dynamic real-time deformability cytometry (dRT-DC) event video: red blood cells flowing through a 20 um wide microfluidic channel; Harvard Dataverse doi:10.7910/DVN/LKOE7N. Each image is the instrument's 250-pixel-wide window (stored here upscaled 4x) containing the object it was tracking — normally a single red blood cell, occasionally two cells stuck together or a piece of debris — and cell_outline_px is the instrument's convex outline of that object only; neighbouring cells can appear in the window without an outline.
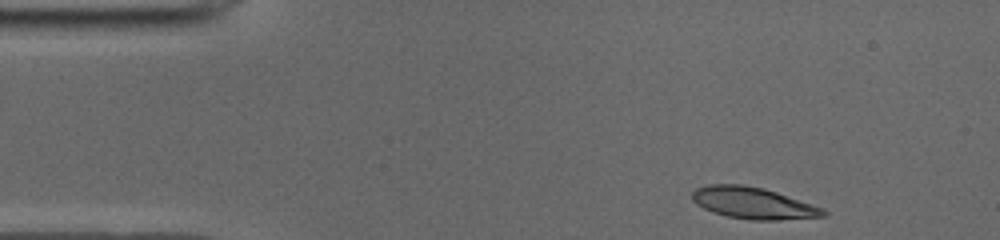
{"species": "common noctule bat (a hibernating species)", "species_latin": "Nyctalus noctula", "temperature_condition": "cold", "stored_images_in_passage": 45, "camera_frame_rate_fps": 3000, "um_per_image_px": 0.085, "animal": {"sex": "male", "body_mass_g": 19.0, "forearm_length_mm": 50.8}, "frame": {"image": 1, "passage_image": 1, "time_ms": 0.0, "image_size_px": [1000, 240], "cell_outline_px": [[828, 216], [776, 220], [752, 220], [728, 216], [712, 212], [696, 204], [692, 200], [692, 192], [696, 188], [708, 184], [740, 184], [764, 188], [824, 208], [828, 212]], "centroid_in_image_um": [64.02, 17.26], "position_along_channel_um": 21.0, "area_um2": 24.16}}
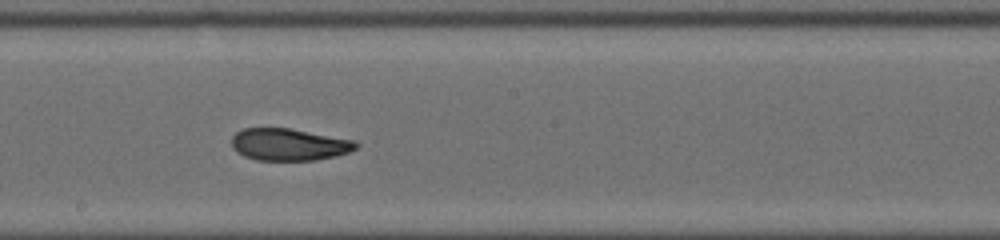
{"frame": {"image": 2, "passage_image": 22, "time_ms": 7.0, "image_size_px": [1000, 240], "cell_outline_px": [[360, 144], [356, 148], [348, 152], [336, 156], [316, 160], [256, 160], [244, 156], [236, 152], [232, 148], [232, 136], [236, 132], [244, 128], [288, 128], [356, 140]], "centroid_in_image_um": [24.57, 12.28], "position_along_channel_um": 223.6, "area_um2": 23.35}}
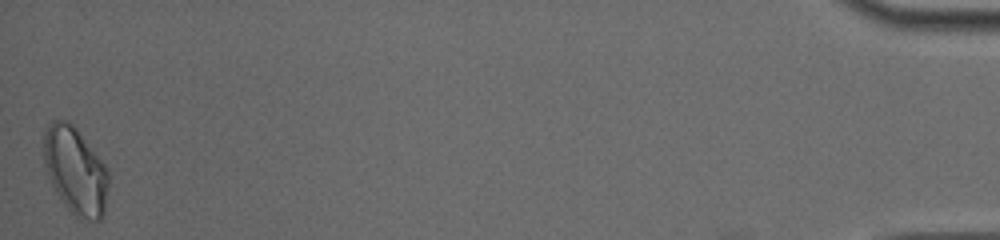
{"frame": {"image": 3, "passage_image": 45, "time_ms": 14.667, "image_size_px": [1000, 240], "cell_outline_px": [[108, 188], [104, 212], [100, 220], [88, 220], [76, 216], [64, 204], [56, 192], [52, 184], [44, 160], [44, 128], [48, 124], [56, 120], [64, 120], [72, 124], [76, 128], [104, 164], [108, 172]], "centroid_in_image_um": [6.41, 14.51], "position_along_channel_um": 428.8, "area_um2": 32.31}, "authors_computed_cell_mechanics": {"area_um2": 24.3916, "velocity_mm_per_s": 3.9471, "shape_relaxation_time_tau1_ms": 10.0162, "shape_relaxation_time_tau2_ms": 3.2258, "deformation_change_tau1": 0.2638, "deformation_change_tau2": 0.0865}}